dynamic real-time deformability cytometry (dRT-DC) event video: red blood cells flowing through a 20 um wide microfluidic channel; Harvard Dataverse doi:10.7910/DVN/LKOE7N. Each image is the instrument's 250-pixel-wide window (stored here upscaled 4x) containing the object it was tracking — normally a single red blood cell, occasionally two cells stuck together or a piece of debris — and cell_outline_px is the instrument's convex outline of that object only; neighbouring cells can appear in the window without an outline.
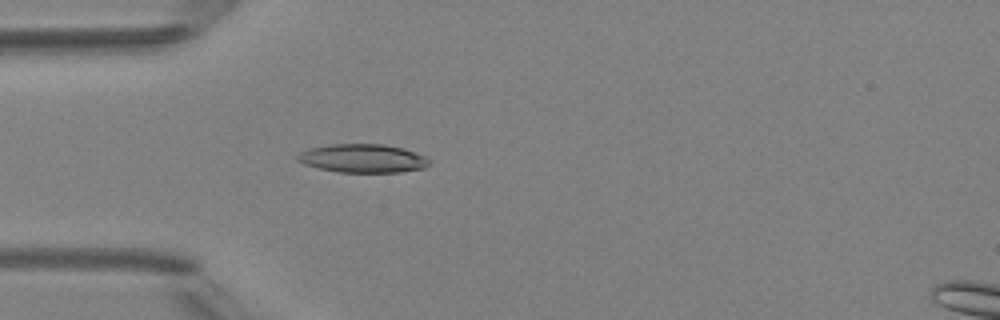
{"species": "Egyptian fruit bat (a non-hibernating species)", "species_latin": "Rousettus aegyptiacus", "temperature_condition": "room temperature", "stored_images_in_passage": 3, "camera_frame_rate_fps": 3000, "um_per_image_px": 0.085, "animal": {"sex": "female"}, "frame": {"image": 1, "passage_image": 3, "time_ms": 2.333, "image_size_px": [1000, 320], "cell_outline_px": [[432, 160], [424, 168], [400, 172], [340, 172], [320, 168], [304, 164], [296, 160], [296, 156], [300, 152], [308, 148], [328, 144], [384, 144], [400, 148], [424, 156]], "centroid_in_image_um": [30.79, 13.46], "position_along_channel_um": 54.2, "area_um2": 21.79}}